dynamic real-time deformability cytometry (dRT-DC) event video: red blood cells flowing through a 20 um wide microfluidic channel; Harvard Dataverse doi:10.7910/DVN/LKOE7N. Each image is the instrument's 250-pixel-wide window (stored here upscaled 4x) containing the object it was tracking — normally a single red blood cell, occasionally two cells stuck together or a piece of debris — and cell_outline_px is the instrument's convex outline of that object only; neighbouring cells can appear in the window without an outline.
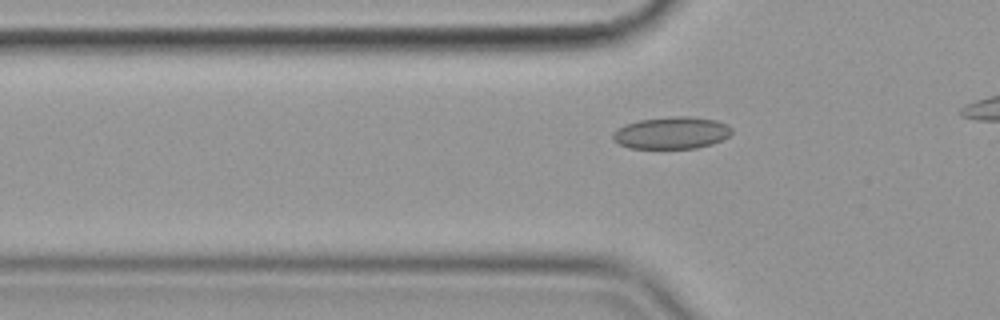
{"species": "common noctule bat (a hibernating species)", "species_latin": "Nyctalus noctula", "temperature_condition": "cold", "stored_images_in_passage": 37, "camera_frame_rate_fps": 3000, "um_per_image_px": 0.085, "animal": {"sex": "female", "body_mass_g": 19.9}, "frame": {"image": 1, "passage_image": 9, "time_ms": 2.667, "image_size_px": [1000, 320], "cell_outline_px": [[732, 132], [728, 136], [712, 144], [696, 148], [628, 148], [612, 140], [612, 132], [616, 128], [624, 124], [640, 120], [672, 116], [688, 116], [716, 120], [728, 124], [732, 128]], "centroid_in_image_um": [57.05, 11.29], "position_along_channel_um": 68.7, "area_um2": 22.37}}
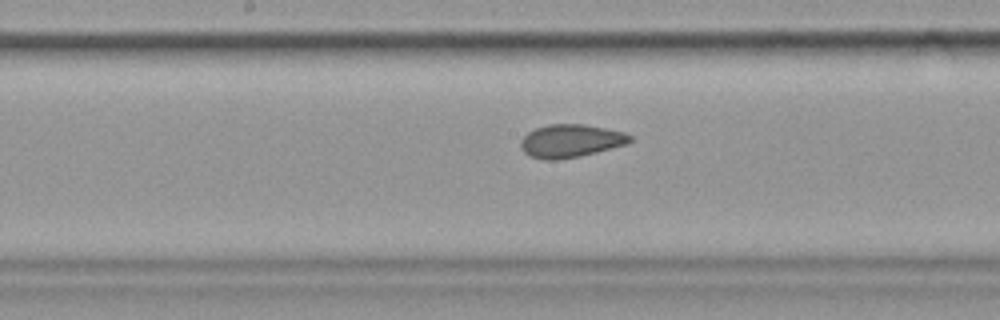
{"frame": {"image": 2, "passage_image": 20, "time_ms": 6.333, "image_size_px": [1000, 320], "cell_outline_px": [[632, 140], [628, 144], [580, 156], [556, 160], [544, 160], [528, 156], [520, 148], [520, 140], [528, 132], [536, 128], [548, 124], [584, 124], [624, 132], [632, 136]], "centroid_in_image_um": [48.48, 11.98], "position_along_channel_um": 199.7, "area_um2": 21.15}}
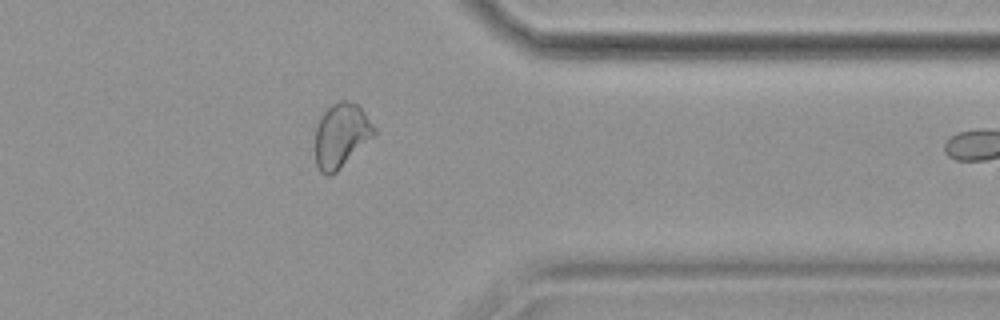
{"frame": {"image": 3, "passage_image": 36, "time_ms": 11.667, "image_size_px": [1000, 320], "cell_outline_px": [[376, 132], [336, 172], [328, 176], [324, 176], [320, 172], [316, 164], [316, 128], [320, 116], [332, 104], [340, 100], [344, 100], [356, 104], [364, 112], [376, 128]], "centroid_in_image_um": [28.97, 11.51], "position_along_channel_um": 382.4, "area_um2": 21.62}}